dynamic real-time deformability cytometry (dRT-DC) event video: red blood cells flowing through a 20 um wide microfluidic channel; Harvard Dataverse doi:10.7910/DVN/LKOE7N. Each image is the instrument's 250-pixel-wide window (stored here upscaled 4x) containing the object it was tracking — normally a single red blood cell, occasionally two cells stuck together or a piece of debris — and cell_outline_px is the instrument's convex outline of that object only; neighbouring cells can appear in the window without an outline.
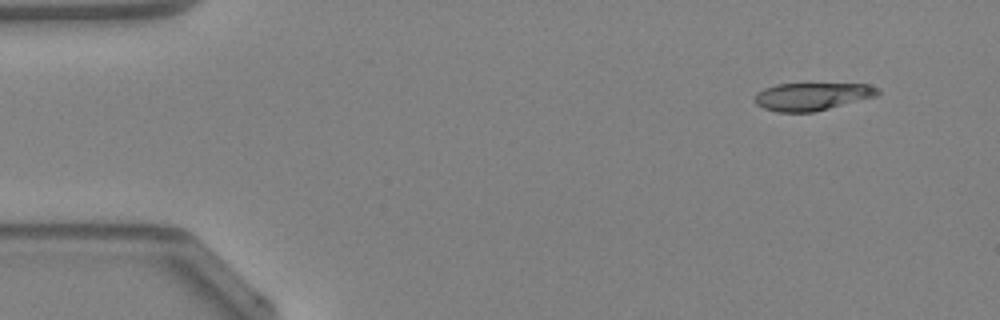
{"species": "Egyptian fruit bat (a non-hibernating species)", "species_latin": "Rousettus aegyptiacus", "temperature_condition": "warm", "stored_images_in_passage": 44, "camera_frame_rate_fps": 3000, "um_per_image_px": 0.085, "animal": {"sex": "female"}, "frame": {"image": 1, "passage_image": 1, "time_ms": 0.0, "image_size_px": [1000, 320], "cell_outline_px": [[880, 92], [876, 96], [812, 112], [776, 112], [764, 108], [756, 104], [756, 92], [764, 88], [776, 84], [868, 84], [880, 88]], "centroid_in_image_um": [69.01, 8.19], "position_along_channel_um": 16.0, "area_um2": 19.65}}
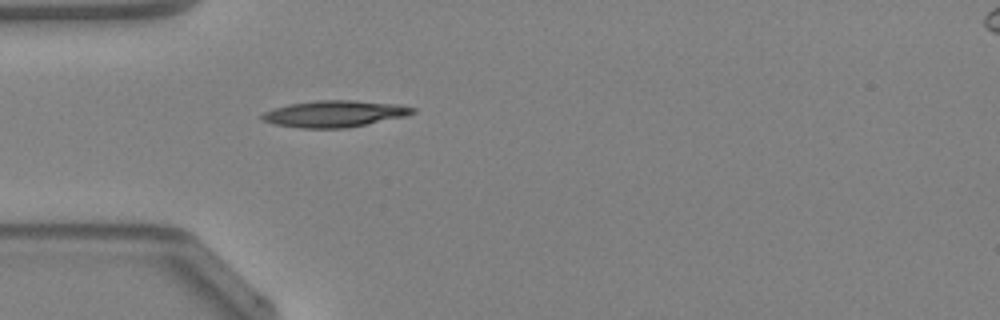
{"frame": {"image": 2, "passage_image": 11, "time_ms": 3.333, "image_size_px": [1000, 320], "cell_outline_px": [[416, 112], [404, 116], [348, 128], [300, 128], [276, 124], [264, 120], [260, 116], [264, 112], [288, 104], [316, 100], [352, 100], [396, 104], [416, 108]], "centroid_in_image_um": [28.44, 9.67], "position_along_channel_um": 56.6, "area_um2": 23.06}}
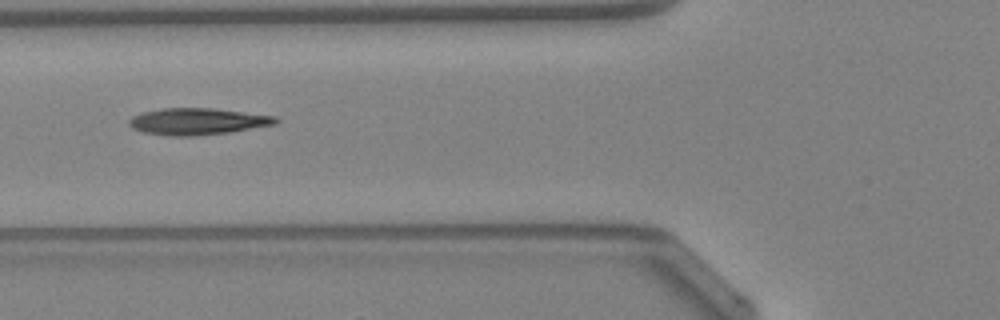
{"frame": {"image": 3, "passage_image": 15, "time_ms": 4.667, "image_size_px": [1000, 320], "cell_outline_px": [[280, 120], [276, 124], [228, 132], [192, 136], [172, 136], [144, 132], [132, 128], [128, 124], [128, 120], [132, 116], [144, 112], [160, 108], [212, 108], [276, 116]], "centroid_in_image_um": [16.78, 10.31], "position_along_channel_um": 109.0, "area_um2": 22.66}, "authors_computed_cell_mechanics": {"area_um2": 21.3282, "velocity_mm_per_s": 4.2893, "shape_relaxation_time_tau1_ms": 10.109, "shape_relaxation_time_tau2_ms": 2.0225, "deformation_change_tau1": 0.2974, "deformation_change_tau2": 0.1073}}